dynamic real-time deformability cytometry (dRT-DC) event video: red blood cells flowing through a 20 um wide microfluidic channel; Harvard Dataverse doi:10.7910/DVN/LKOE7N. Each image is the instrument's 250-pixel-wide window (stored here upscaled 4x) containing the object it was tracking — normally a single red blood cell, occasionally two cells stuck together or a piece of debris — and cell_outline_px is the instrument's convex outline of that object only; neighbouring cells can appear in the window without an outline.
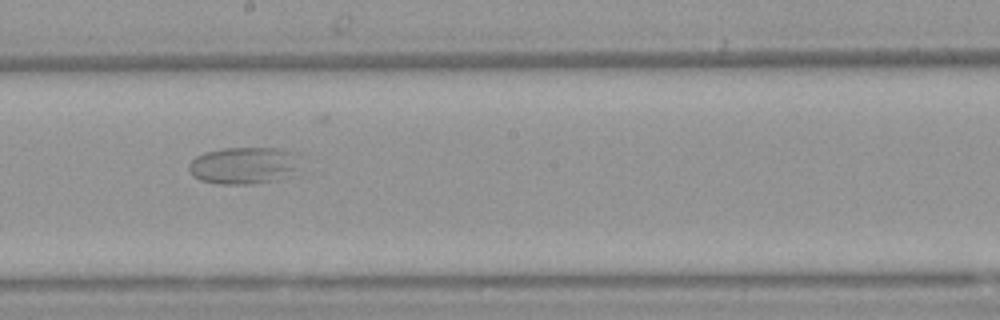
{"species": "Egyptian fruit bat (a non-hibernating species)", "species_latin": "Rousettus aegyptiacus", "temperature_condition": "warm", "stored_images_in_passage": 43, "camera_frame_rate_fps": 3000, "um_per_image_px": 0.085, "animal": {"sex": "female"}, "frame": {"image": 1, "passage_image": 22, "time_ms": 7.0, "image_size_px": [1000, 320], "cell_outline_px": [[300, 176], [280, 180], [248, 184], [216, 184], [200, 180], [192, 176], [188, 168], [188, 164], [196, 156], [204, 152], [224, 148], [280, 148], [292, 152], [300, 168]], "centroid_in_image_um": [20.77, 14.09], "position_along_channel_um": 227.4, "area_um2": 24.68}}
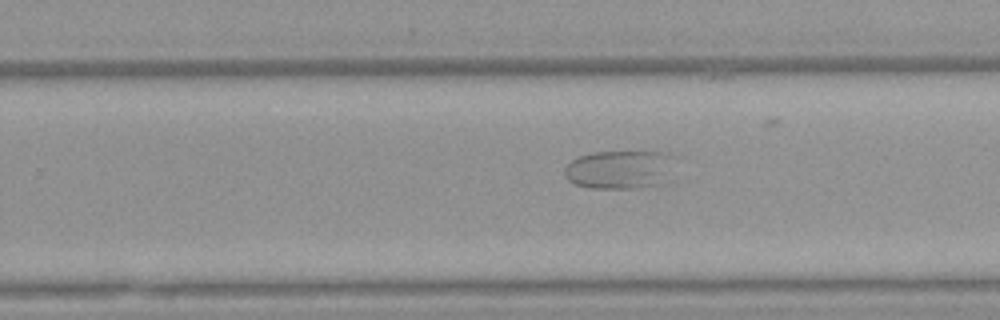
{"frame": {"image": 2, "passage_image": 26, "time_ms": 8.333, "image_size_px": [1000, 320], "cell_outline_px": [[688, 160], [664, 184], [632, 188], [588, 188], [576, 184], [568, 180], [564, 176], [564, 168], [572, 160], [580, 156], [592, 152], [672, 152], [684, 156]], "centroid_in_image_um": [52.99, 14.38], "position_along_channel_um": 276.8, "area_um2": 26.65}}
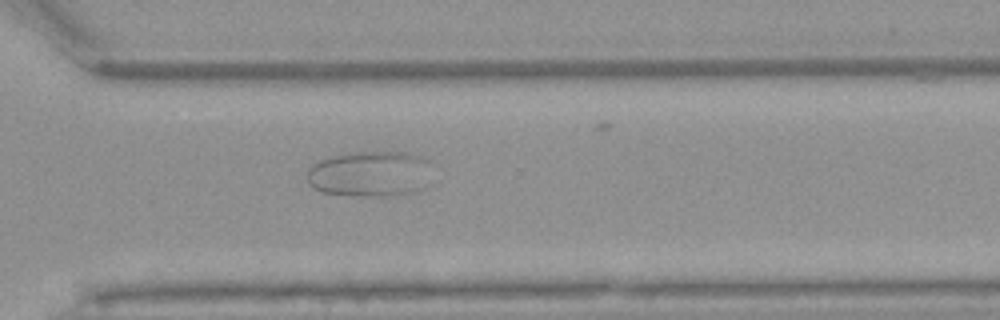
{"frame": {"image": 3, "passage_image": 31, "time_ms": 10.0, "image_size_px": [1000, 320], "cell_outline_px": [[432, 160], [428, 188], [416, 192], [400, 196], [368, 196], [320, 192], [312, 188], [308, 184], [308, 168], [312, 164], [320, 160], [332, 156], [352, 152], [404, 152], [424, 156]], "centroid_in_image_um": [31.55, 14.78], "position_along_channel_um": 339.1, "area_um2": 34.28}}